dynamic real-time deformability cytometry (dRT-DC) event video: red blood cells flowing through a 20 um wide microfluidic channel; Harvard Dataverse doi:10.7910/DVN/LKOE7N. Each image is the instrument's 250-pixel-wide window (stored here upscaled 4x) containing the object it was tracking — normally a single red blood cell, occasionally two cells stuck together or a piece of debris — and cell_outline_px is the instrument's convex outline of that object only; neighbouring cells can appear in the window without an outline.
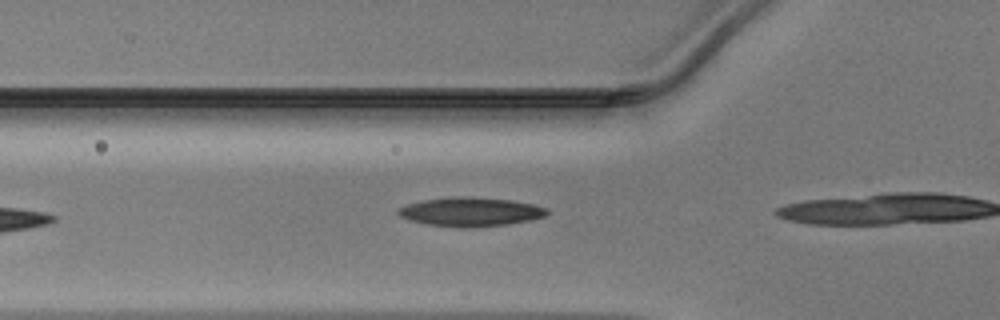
{"species": "Egyptian fruit bat (a non-hibernating species)", "species_latin": "Rousettus aegyptiacus", "temperature_condition": "warm", "stored_images_in_passage": 3, "camera_frame_rate_fps": 3000, "um_per_image_px": 0.085, "animal": {"sex": "male"}, "frame": {"image": 1, "passage_image": 2, "time_ms": 0.333, "image_size_px": [1000, 320], "cell_outline_px": [[548, 212], [544, 216], [528, 220], [508, 224], [464, 228], [428, 224], [408, 220], [400, 216], [396, 212], [400, 208], [408, 204], [424, 200], [456, 196], [464, 196], [512, 200], [532, 204], [548, 208]], "centroid_in_image_um": [39.99, 18.0], "position_along_channel_um": 85.8, "area_um2": 24.85}}